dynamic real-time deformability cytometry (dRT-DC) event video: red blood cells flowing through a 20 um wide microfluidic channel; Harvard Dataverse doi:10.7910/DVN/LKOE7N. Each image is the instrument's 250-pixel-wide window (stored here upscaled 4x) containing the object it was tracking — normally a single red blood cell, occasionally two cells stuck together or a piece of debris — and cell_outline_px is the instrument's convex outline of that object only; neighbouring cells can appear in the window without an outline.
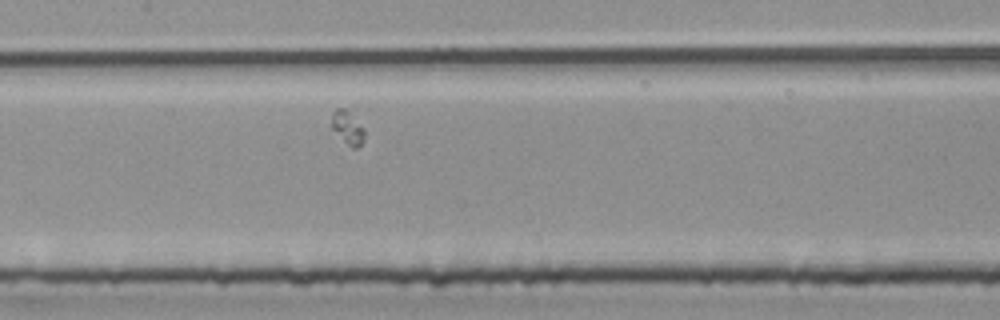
{"species": "common noctule bat (a hibernating species)", "species_latin": "Nyctalus noctula", "temperature_condition": "room temperature", "stored_images_in_passage": 6, "camera_frame_rate_fps": 3000, "um_per_image_px": 0.085, "animal": {"sex": "female", "body_mass_g": 25.1}, "frame": {"image": 1, "passage_image": 4, "time_ms": 1.0, "image_size_px": [1000, 320], "cell_outline_px": [[368, 104], [364, 140], [356, 148], [352, 148], [332, 128], [316, 104], [324, 100], [368, 100]], "centroid_in_image_um": [29.47, 10.1], "position_along_channel_um": 177.9, "area_um2": 11.79}}